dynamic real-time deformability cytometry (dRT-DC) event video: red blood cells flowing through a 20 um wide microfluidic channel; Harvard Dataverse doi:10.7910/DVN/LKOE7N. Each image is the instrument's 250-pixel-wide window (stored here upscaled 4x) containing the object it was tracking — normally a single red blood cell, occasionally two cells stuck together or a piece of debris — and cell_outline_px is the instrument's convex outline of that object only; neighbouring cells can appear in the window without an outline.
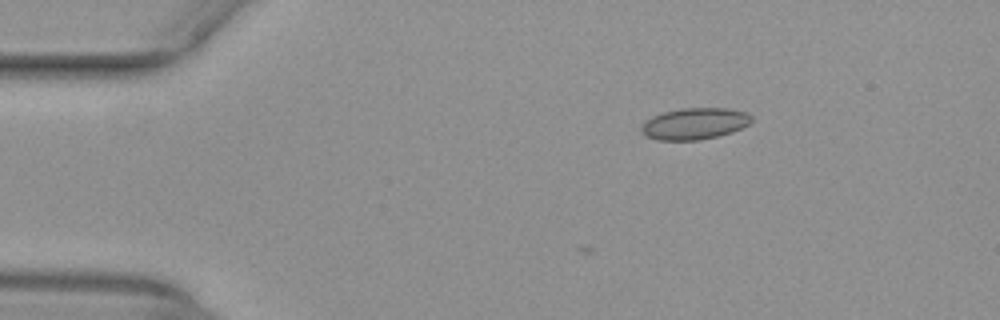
{"species": "common noctule bat (a hibernating species)", "species_latin": "Nyctalus noctula", "temperature_condition": "warm", "stored_images_in_passage": 2, "camera_frame_rate_fps": 3000, "um_per_image_px": 0.085, "animal": {"sex": "female", "body_mass_g": 29.2, "forearm_length_mm": 56.3}, "frame": {"image": 1, "passage_image": 2, "time_ms": 0.333, "image_size_px": [1000, 320], "cell_outline_px": [[752, 120], [748, 124], [732, 132], [700, 140], [656, 140], [644, 136], [640, 132], [640, 124], [644, 120], [652, 116], [664, 112], [680, 108], [728, 108], [748, 112], [752, 116]], "centroid_in_image_um": [58.98, 10.51], "position_along_channel_um": 26.0, "area_um2": 20.52}}